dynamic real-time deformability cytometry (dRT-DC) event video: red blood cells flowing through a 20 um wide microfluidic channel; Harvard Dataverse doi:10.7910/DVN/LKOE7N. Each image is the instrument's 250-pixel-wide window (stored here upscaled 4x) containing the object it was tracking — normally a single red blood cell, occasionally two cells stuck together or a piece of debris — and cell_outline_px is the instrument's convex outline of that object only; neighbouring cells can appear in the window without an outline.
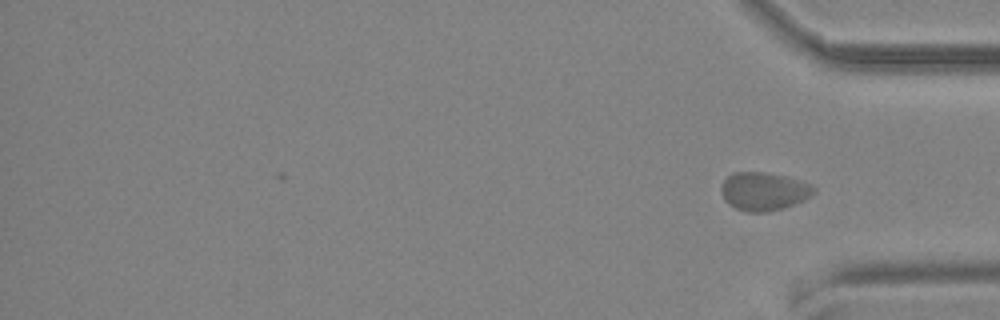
{"species": "common noctule bat (a hibernating species)", "species_latin": "Nyctalus noctula", "temperature_condition": "cold", "stored_images_in_passage": 19, "segment_of_instrument_passage": [2, 2], "camera_frame_rate_fps": 3000, "um_per_image_px": 0.085, "animal": {"sex": "male", "body_mass_g": 19.2, "forearm_length_mm": 51.8}, "frame": {"image": 1, "passage_image": 19, "time_ms": 25.333, "image_size_px": [1000, 320], "cell_outline_px": [[816, 192], [804, 200], [784, 208], [768, 212], [748, 212], [736, 208], [728, 204], [724, 200], [720, 188], [724, 180], [732, 172], [764, 172], [784, 176], [800, 180], [812, 184], [816, 188]], "centroid_in_image_um": [64.93, 16.26], "position_along_channel_um": 370.3, "area_um2": 20.81}}